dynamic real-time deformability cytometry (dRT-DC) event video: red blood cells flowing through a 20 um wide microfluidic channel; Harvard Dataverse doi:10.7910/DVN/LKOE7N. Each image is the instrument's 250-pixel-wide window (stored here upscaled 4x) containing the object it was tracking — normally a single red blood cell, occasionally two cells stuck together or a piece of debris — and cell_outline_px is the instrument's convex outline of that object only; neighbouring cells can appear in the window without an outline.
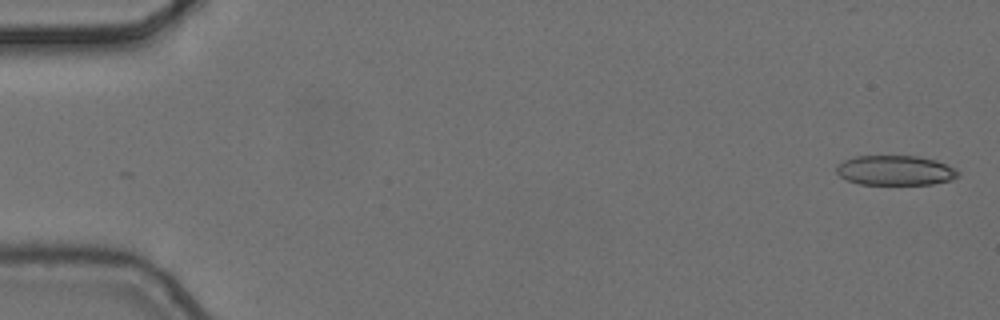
{"species": "common noctule bat (a hibernating species)", "species_latin": "Nyctalus noctula", "temperature_condition": "cold", "stored_images_in_passage": 5, "camera_frame_rate_fps": 3000, "um_per_image_px": 0.085, "animal": {"sex": "female", "body_mass_g": 24.6, "forearm_length_mm": 56.2}, "frame": {"image": 1, "passage_image": 1, "time_ms": 0.0, "image_size_px": [1000, 320], "cell_outline_px": [[960, 176], [952, 180], [932, 184], [860, 184], [848, 180], [840, 176], [836, 172], [836, 168], [844, 160], [856, 156], [916, 156], [936, 160], [956, 168], [960, 172]], "centroid_in_image_um": [76.15, 14.48], "position_along_channel_um": 8.8, "area_um2": 21.15}}
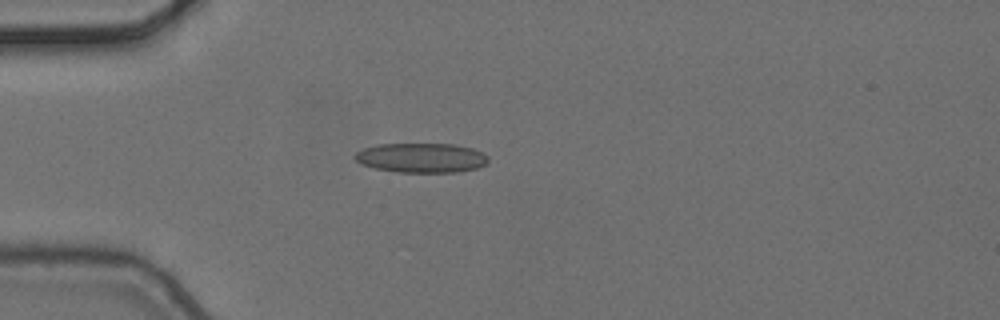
{"frame": {"image": 2, "passage_image": 5, "time_ms": 1.333, "image_size_px": [1000, 320], "cell_outline_px": [[488, 164], [476, 168], [456, 172], [400, 172], [376, 168], [364, 164], [356, 160], [352, 156], [356, 152], [364, 148], [380, 144], [456, 144], [472, 148], [488, 156]], "centroid_in_image_um": [35.84, 13.41], "position_along_channel_um": 49.2, "area_um2": 22.83}}